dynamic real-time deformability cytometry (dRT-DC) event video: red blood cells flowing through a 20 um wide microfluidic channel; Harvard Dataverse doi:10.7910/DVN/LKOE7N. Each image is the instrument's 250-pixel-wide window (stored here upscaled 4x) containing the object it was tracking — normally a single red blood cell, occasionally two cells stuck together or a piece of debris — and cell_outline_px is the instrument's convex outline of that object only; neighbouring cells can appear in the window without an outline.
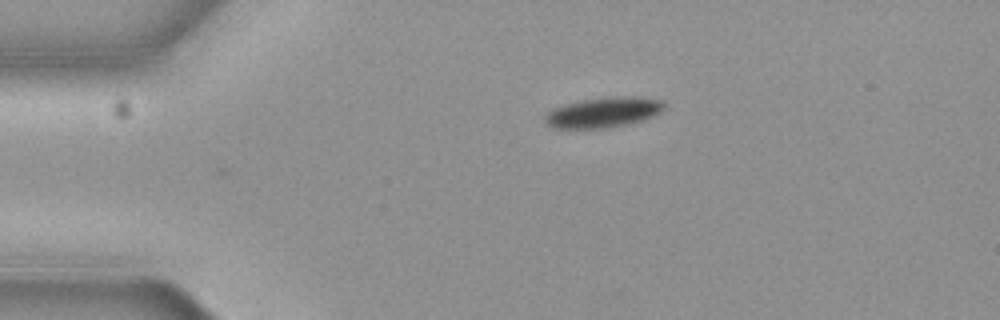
{"species": "common noctule bat (a hibernating species)", "species_latin": "Nyctalus noctula", "temperature_condition": "cold", "stored_images_in_passage": 7, "camera_frame_rate_fps": 3000, "um_per_image_px": 0.085, "animal": {"sex": "female", "body_mass_g": 19.3, "forearm_length_mm": 54.1}, "frame": {"image": 1, "passage_image": 1, "time_ms": 0.0, "image_size_px": [1000, 320], "cell_outline_px": [[664, 104], [656, 112], [640, 120], [624, 124], [604, 128], [548, 128], [544, 124], [544, 116], [552, 108], [564, 104], [584, 100], [616, 96], [628, 96], [660, 100]], "centroid_in_image_um": [51.11, 9.56], "position_along_channel_um": 33.9, "area_um2": 20.4}}
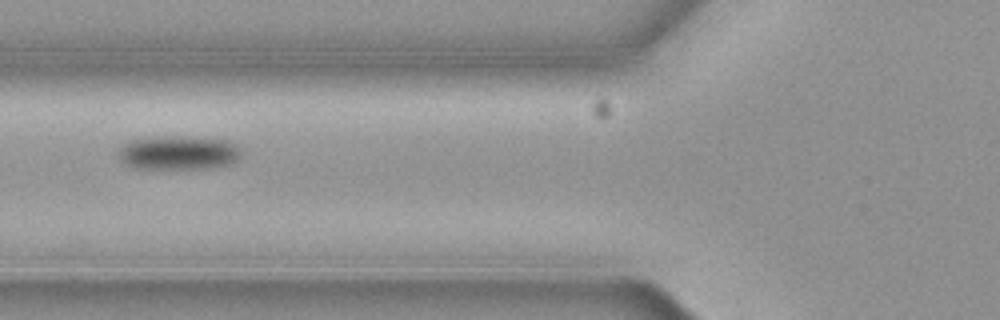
{"frame": {"image": 2, "passage_image": 4, "time_ms": 1.0, "image_size_px": [1000, 320], "cell_outline_px": [[240, 156], [232, 164], [204, 168], [132, 168], [124, 164], [120, 160], [120, 148], [124, 144], [132, 140], [156, 136], [184, 136], [228, 140], [236, 144], [240, 152]], "centroid_in_image_um": [15.17, 12.97], "position_along_channel_um": 110.6, "area_um2": 24.28}}
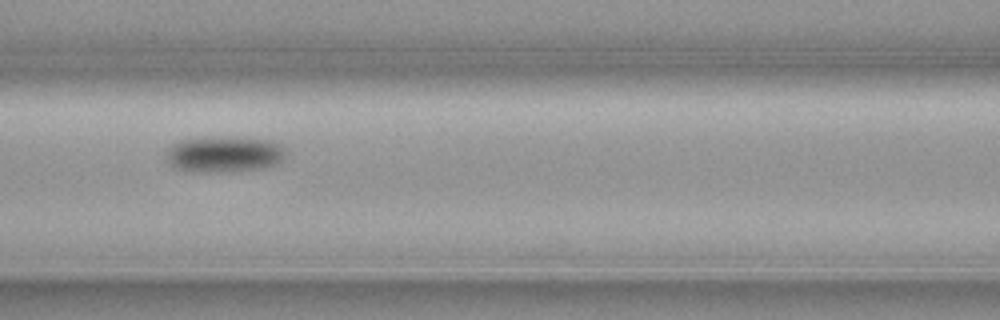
{"frame": {"image": 3, "passage_image": 5, "time_ms": 1.333, "image_size_px": [1000, 320], "cell_outline_px": [[284, 156], [276, 164], [264, 168], [224, 172], [188, 172], [176, 168], [168, 164], [168, 148], [172, 144], [180, 140], [212, 136], [244, 136], [272, 140], [280, 144], [284, 148]], "centroid_in_image_um": [19.06, 13.09], "position_along_channel_um": 147.5, "area_um2": 25.72}}